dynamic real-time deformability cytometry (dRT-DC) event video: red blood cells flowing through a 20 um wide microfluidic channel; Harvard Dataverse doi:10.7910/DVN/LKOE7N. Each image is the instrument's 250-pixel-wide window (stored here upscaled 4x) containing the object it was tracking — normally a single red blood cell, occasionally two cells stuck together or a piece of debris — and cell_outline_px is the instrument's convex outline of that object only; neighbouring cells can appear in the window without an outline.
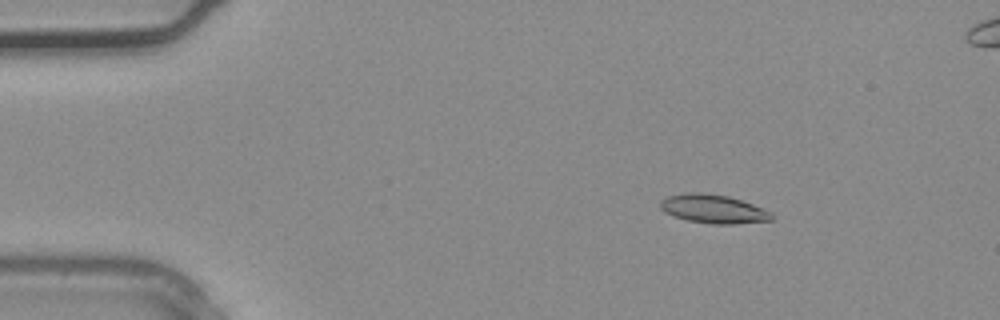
{"species": "common noctule bat (a hibernating species)", "species_latin": "Nyctalus noctula", "temperature_condition": "warm", "stored_images_in_passage": 33, "camera_frame_rate_fps": 3000, "um_per_image_px": 0.085, "animal": {"sex": "male", "body_mass_g": 20.4}, "frame": {"image": 1, "passage_image": 1, "time_ms": 0.0, "image_size_px": [1000, 320], "cell_outline_px": [[776, 216], [772, 220], [732, 224], [712, 224], [688, 220], [664, 212], [660, 208], [660, 200], [668, 196], [688, 192], [700, 192], [728, 196], [764, 208], [772, 212]], "centroid_in_image_um": [60.66, 17.76], "position_along_channel_um": 24.3, "area_um2": 18.61}}